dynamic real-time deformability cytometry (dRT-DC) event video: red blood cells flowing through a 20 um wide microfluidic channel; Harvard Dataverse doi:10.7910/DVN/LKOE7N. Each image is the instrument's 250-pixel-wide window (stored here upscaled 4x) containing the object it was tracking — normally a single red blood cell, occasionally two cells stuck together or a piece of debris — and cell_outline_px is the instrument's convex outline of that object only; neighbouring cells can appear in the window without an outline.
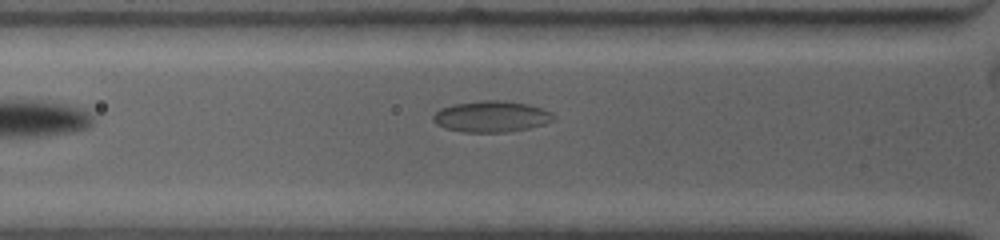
{"species": "common noctule bat (a hibernating species)", "species_latin": "Nyctalus noctula", "temperature_condition": "warm", "stored_images_in_passage": 27, "camera_frame_rate_fps": 4500, "um_per_image_px": 0.085, "animal": {"sex": "female", "body_mass_g": 19.0, "forearm_length_mm": 53.3}, "frame": {"image": 1, "passage_image": 2, "time_ms": 0.444, "image_size_px": [1000, 240], "cell_outline_px": [[556, 116], [552, 120], [544, 124], [528, 128], [504, 132], [464, 132], [448, 128], [436, 124], [432, 120], [432, 116], [440, 108], [452, 104], [480, 100], [500, 100], [528, 104], [552, 112]], "centroid_in_image_um": [41.75, 9.89], "position_along_channel_um": 84.1, "area_um2": 21.79}}
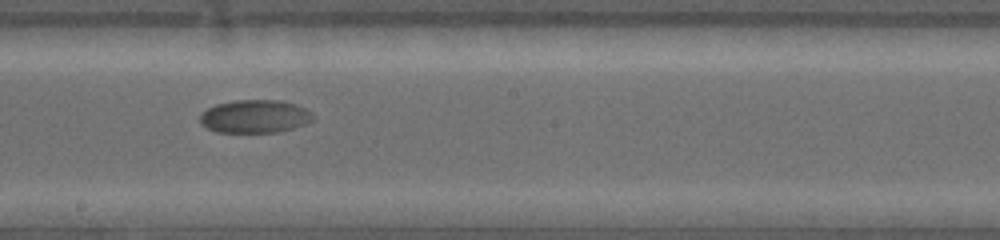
{"frame": {"image": 2, "passage_image": 13, "time_ms": 4.444, "image_size_px": [1000, 240], "cell_outline_px": [[312, 120], [304, 124], [292, 128], [276, 132], [216, 132], [200, 124], [200, 116], [208, 108], [216, 104], [236, 100], [280, 100], [304, 108], [312, 112]], "centroid_in_image_um": [21.63, 9.89], "position_along_channel_um": 226.6, "area_um2": 21.5}}
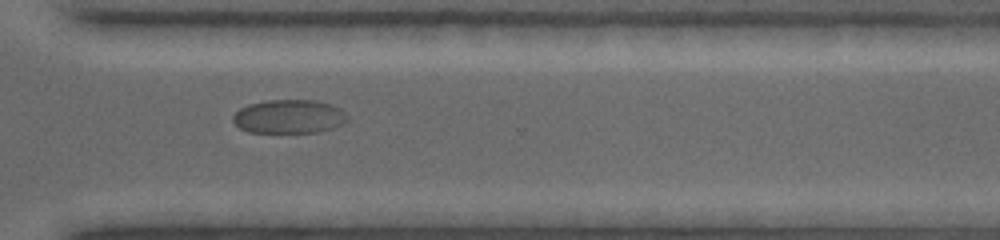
{"frame": {"image": 3, "passage_image": 22, "time_ms": 7.778, "image_size_px": [1000, 240], "cell_outline_px": [[348, 120], [332, 128], [316, 132], [248, 132], [240, 128], [232, 120], [232, 116], [240, 108], [252, 104], [268, 100], [316, 100], [332, 104], [344, 112]], "centroid_in_image_um": [24.55, 9.9], "position_along_channel_um": 346.0, "area_um2": 22.25}}